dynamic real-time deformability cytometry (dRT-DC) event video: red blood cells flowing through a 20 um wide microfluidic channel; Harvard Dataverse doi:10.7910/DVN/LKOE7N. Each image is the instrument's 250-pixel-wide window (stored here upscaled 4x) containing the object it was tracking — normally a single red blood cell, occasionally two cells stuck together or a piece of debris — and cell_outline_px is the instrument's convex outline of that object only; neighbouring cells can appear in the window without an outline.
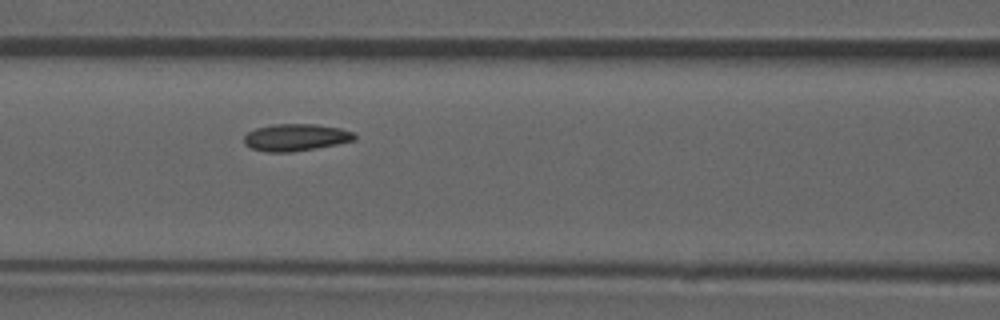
{"species": "common noctule bat (a hibernating species)", "species_latin": "Nyctalus noctula", "temperature_condition": "room temperature", "stored_images_in_passage": 36, "camera_frame_rate_fps": 3000, "um_per_image_px": 0.085, "animal": {"sex": "male", "forearm_length_mm": 52.5}, "frame": {"image": 1, "passage_image": 6, "time_ms": 1.667, "image_size_px": [1000, 320], "cell_outline_px": [[356, 140], [316, 148], [292, 152], [268, 152], [252, 148], [244, 144], [244, 136], [248, 132], [256, 128], [272, 124], [316, 124], [340, 128], [356, 132]], "centroid_in_image_um": [25.16, 11.67], "position_along_channel_um": 141.4, "area_um2": 17.51}}